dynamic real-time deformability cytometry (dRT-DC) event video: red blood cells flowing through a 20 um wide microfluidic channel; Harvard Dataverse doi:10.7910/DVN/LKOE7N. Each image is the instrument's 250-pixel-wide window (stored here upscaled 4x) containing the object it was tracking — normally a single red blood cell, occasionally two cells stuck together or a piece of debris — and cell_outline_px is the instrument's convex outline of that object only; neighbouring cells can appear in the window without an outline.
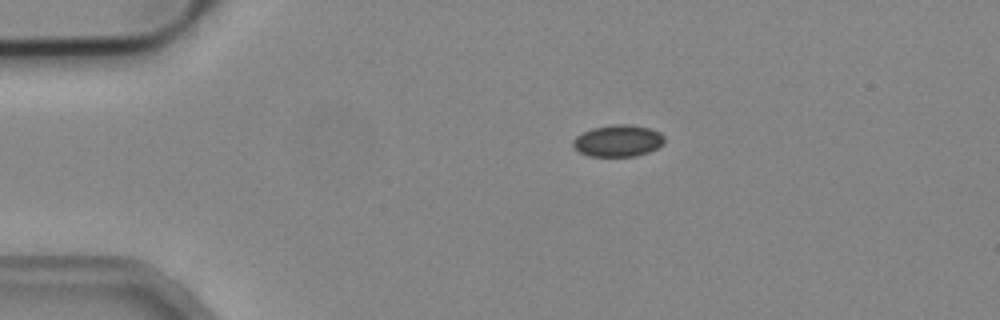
{"species": "common noctule bat (a hibernating species)", "species_latin": "Nyctalus noctula", "temperature_condition": "cold", "stored_images_in_passage": 2, "camera_frame_rate_fps": 3000, "um_per_image_px": 0.085, "animal": {"sex": "male", "body_mass_g": 19.2, "forearm_length_mm": 51.8}, "frame": {"image": 1, "passage_image": 1, "time_ms": 0.0, "image_size_px": [1000, 320], "cell_outline_px": [[664, 144], [648, 152], [636, 156], [588, 156], [580, 152], [572, 144], [572, 140], [576, 136], [592, 128], [616, 124], [628, 124], [648, 128], [660, 132], [664, 136]], "centroid_in_image_um": [52.54, 11.97], "position_along_channel_um": 32.5, "area_um2": 16.82}}